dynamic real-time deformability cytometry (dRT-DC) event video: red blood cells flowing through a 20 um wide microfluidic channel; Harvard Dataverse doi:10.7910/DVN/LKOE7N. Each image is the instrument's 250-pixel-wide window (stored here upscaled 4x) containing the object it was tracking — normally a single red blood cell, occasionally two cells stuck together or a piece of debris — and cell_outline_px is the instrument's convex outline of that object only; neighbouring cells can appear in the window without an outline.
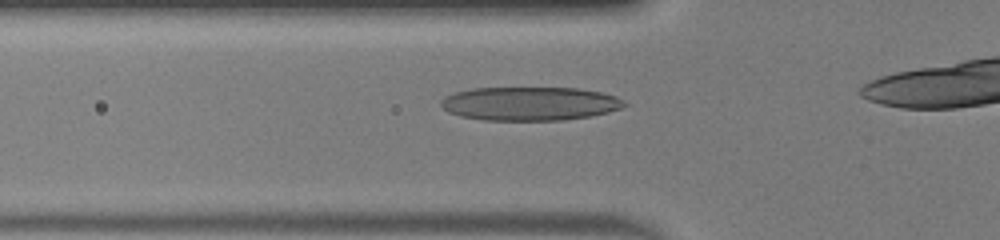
{"species": "human", "species_latin": "Homo sapiens", "temperature_condition": "warm", "stored_images_in_passage": 22, "camera_frame_rate_fps": 3000, "um_per_image_px": 0.085, "donor": {"sex": "male"}, "frame": {"image": 1, "passage_image": 11, "time_ms": 3.333, "image_size_px": [1000, 240], "cell_outline_px": [[628, 104], [620, 108], [608, 112], [592, 116], [564, 120], [484, 120], [460, 116], [448, 112], [440, 104], [440, 100], [444, 96], [456, 92], [472, 88], [580, 88], [600, 92], [616, 96], [624, 100]], "centroid_in_image_um": [45.04, 8.81], "position_along_channel_um": 80.8, "area_um2": 36.13}}
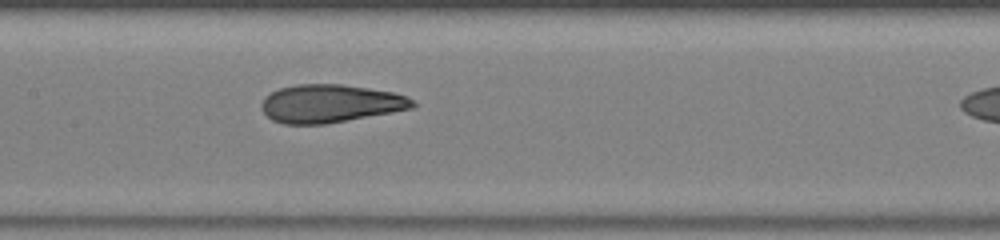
{"frame": {"image": 2, "passage_image": 18, "time_ms": 5.667, "image_size_px": [1000, 240], "cell_outline_px": [[416, 104], [412, 108], [392, 112], [324, 124], [284, 124], [272, 120], [260, 108], [260, 104], [264, 96], [280, 88], [296, 84], [340, 84], [368, 88], [392, 92], [408, 96]], "centroid_in_image_um": [28.04, 8.8], "position_along_channel_um": 179.4, "area_um2": 33.41}}
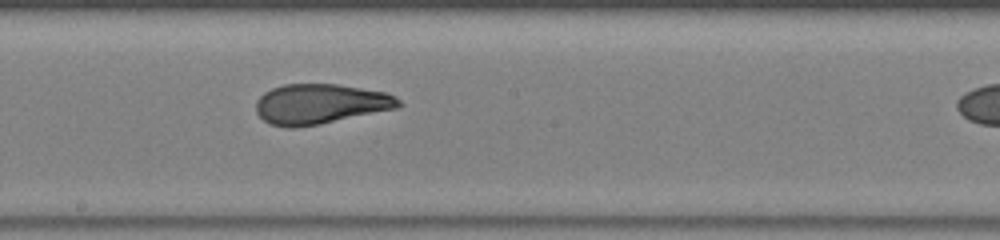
{"frame": {"image": 3, "passage_image": 21, "time_ms": 6.667, "image_size_px": [1000, 240], "cell_outline_px": [[404, 104], [400, 108], [320, 124], [296, 128], [288, 128], [268, 124], [256, 112], [256, 100], [264, 92], [272, 88], [284, 84], [336, 84], [384, 92], [396, 96]], "centroid_in_image_um": [27.23, 8.85], "position_along_channel_um": 221.0, "area_um2": 33.58}}